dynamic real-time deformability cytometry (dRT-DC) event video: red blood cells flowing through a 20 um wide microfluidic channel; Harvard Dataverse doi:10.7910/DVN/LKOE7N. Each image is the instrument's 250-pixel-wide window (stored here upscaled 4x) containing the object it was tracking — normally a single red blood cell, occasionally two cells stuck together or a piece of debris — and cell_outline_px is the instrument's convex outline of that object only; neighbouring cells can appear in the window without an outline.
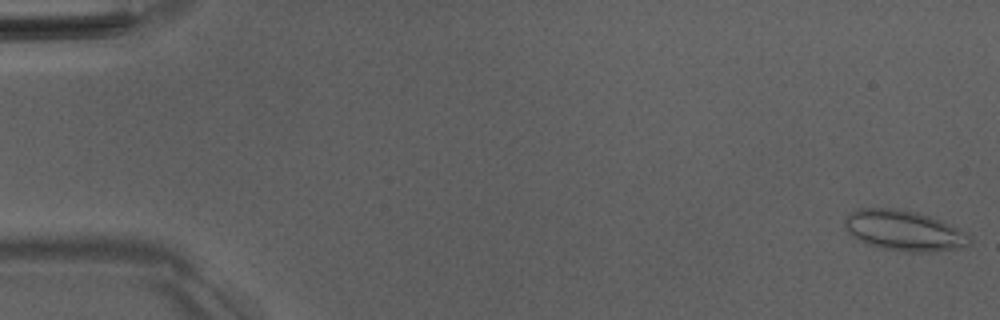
{"species": "Egyptian fruit bat (a non-hibernating species)", "species_latin": "Rousettus aegyptiacus", "temperature_condition": "room temperature", "stored_images_in_passage": 52, "camera_frame_rate_fps": 3000, "um_per_image_px": 0.085, "animal": {"sex": "male"}, "frame": {"image": 1, "passage_image": 1, "time_ms": 0.0, "image_size_px": [1000, 320], "cell_outline_px": [[972, 240], [968, 244], [960, 248], [932, 252], [904, 252], [884, 248], [868, 244], [852, 236], [844, 228], [844, 216], [848, 212], [856, 208], [892, 208], [916, 212], [940, 220], [964, 232]], "centroid_in_image_um": [76.77, 19.59], "position_along_channel_um": 8.2, "area_um2": 29.36}}
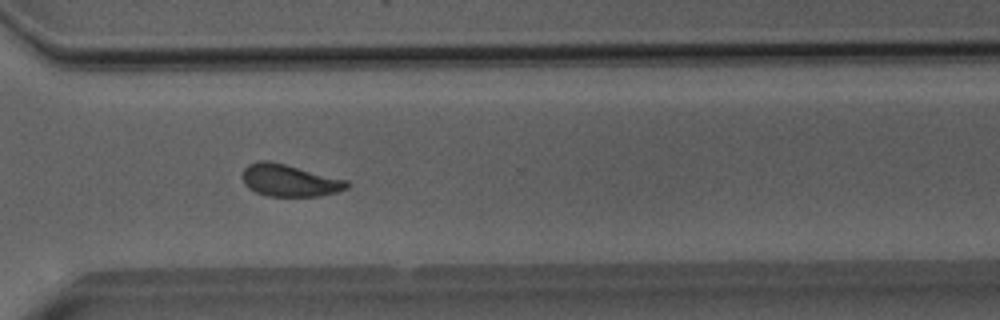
{"frame": {"image": 2, "passage_image": 38, "time_ms": 12.333, "image_size_px": [1000, 320], "cell_outline_px": [[352, 184], [348, 188], [336, 192], [316, 196], [268, 196], [256, 192], [248, 188], [244, 184], [240, 176], [244, 168], [248, 164], [260, 160], [268, 160], [348, 180]], "centroid_in_image_um": [24.58, 15.33], "position_along_channel_um": 346.0, "area_um2": 19.65}}
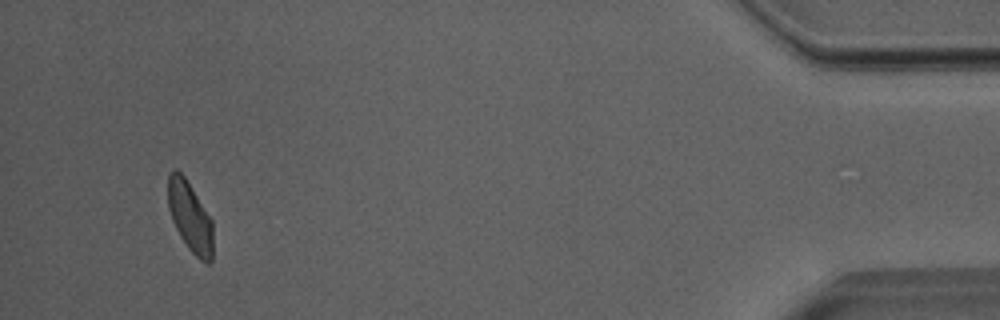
{"frame": {"image": 3, "passage_image": 49, "time_ms": 16.0, "image_size_px": [1000, 320], "cell_outline_px": [[212, 260], [208, 264], [200, 260], [188, 248], [180, 236], [172, 220], [168, 208], [168, 176], [176, 168], [184, 176], [212, 220]], "centroid_in_image_um": [16.14, 18.45], "position_along_channel_um": 419.1, "area_um2": 18.15}, "authors_computed_cell_mechanics": {"area_um2": 19.9699, "velocity_mm_per_s": 4.0004, "shape_relaxation_time_tau1_ms": 5.6288, "shape_relaxation_time_tau2_ms": 1.4471, "deformation_change_tau1": 0.1211, "deformation_change_tau2": 0.0691}}